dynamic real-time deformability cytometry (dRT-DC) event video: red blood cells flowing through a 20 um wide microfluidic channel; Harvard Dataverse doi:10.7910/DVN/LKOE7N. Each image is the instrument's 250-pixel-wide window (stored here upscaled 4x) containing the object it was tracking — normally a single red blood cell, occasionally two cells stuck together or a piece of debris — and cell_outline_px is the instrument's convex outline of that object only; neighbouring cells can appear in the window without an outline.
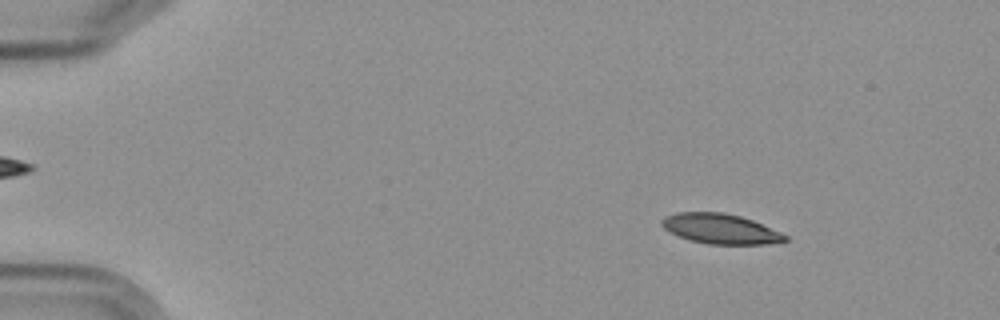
{"species": "Egyptian fruit bat (a non-hibernating species)", "species_latin": "Rousettus aegyptiacus", "temperature_condition": "cold", "stored_images_in_passage": 4, "camera_frame_rate_fps": 3000, "um_per_image_px": 0.085, "frame": {"image": 1, "passage_image": 2, "time_ms": 1.0, "image_size_px": [1000, 320], "cell_outline_px": [[788, 240], [764, 244], [708, 244], [688, 240], [664, 228], [660, 224], [660, 220], [664, 216], [676, 212], [724, 212], [740, 216], [752, 220], [780, 232], [788, 236]], "centroid_in_image_um": [61.2, 19.44], "position_along_channel_um": 23.8, "area_um2": 21.5}}